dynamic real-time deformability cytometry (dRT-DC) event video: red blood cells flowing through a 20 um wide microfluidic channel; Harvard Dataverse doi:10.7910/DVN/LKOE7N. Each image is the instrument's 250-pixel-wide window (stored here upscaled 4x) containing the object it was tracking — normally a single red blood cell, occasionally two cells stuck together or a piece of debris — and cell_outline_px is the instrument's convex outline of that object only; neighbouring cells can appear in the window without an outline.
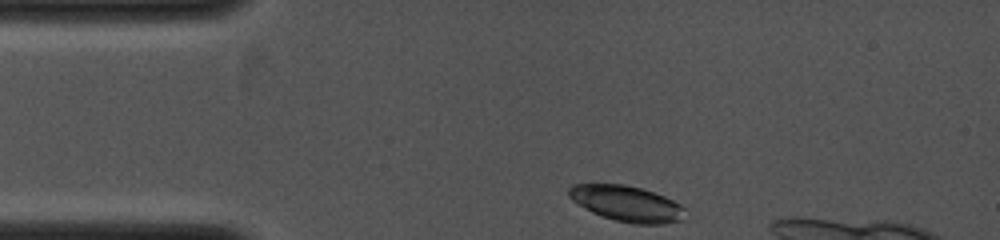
{"species": "common noctule bat (a hibernating species)", "species_latin": "Nyctalus noctula", "temperature_condition": "cold", "stored_images_in_passage": 38, "camera_frame_rate_fps": 4000, "um_per_image_px": 0.085, "animal": {"sex": "female", "body_mass_g": 19.0, "forearm_length_mm": 53.3}, "frame": {"image": 1, "passage_image": 1, "time_ms": 0.0, "image_size_px": [1000, 240], "cell_outline_px": [[684, 220], [664, 224], [636, 224], [616, 220], [592, 212], [572, 200], [568, 196], [568, 188], [572, 184], [624, 184], [640, 188], [664, 196], [680, 204], [684, 208]], "centroid_in_image_um": [53.28, 17.3], "position_along_channel_um": 31.7, "area_um2": 24.04}}
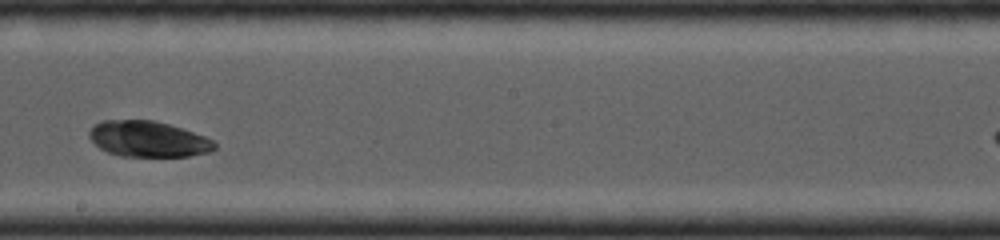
{"frame": {"image": 2, "passage_image": 20, "time_ms": 5.0, "image_size_px": [1000, 240], "cell_outline_px": [[216, 148], [208, 152], [188, 156], [120, 156], [108, 152], [100, 148], [88, 136], [88, 132], [96, 124], [104, 120], [156, 120], [204, 136], [212, 140], [216, 144]], "centroid_in_image_um": [12.58, 11.82], "position_along_channel_um": 235.6, "area_um2": 25.89}}
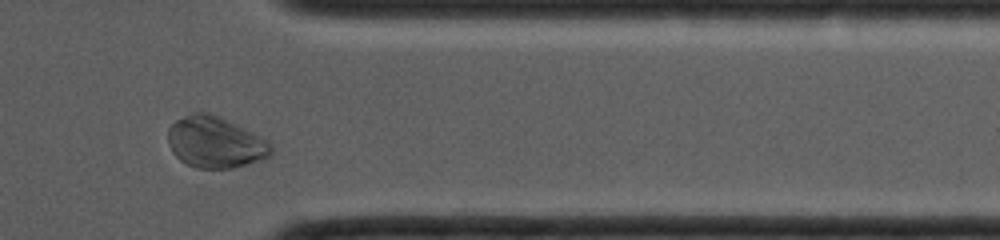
{"frame": {"image": 3, "passage_image": 33, "time_ms": 8.25, "image_size_px": [1000, 240], "cell_outline_px": [[272, 156], [264, 160], [232, 168], [196, 168], [180, 160], [172, 152], [168, 144], [168, 128], [176, 120], [184, 116], [196, 112], [204, 112], [216, 116], [252, 132], [268, 140], [272, 144]], "centroid_in_image_um": [18.31, 12.12], "position_along_channel_um": 393.1, "area_um2": 30.69}}